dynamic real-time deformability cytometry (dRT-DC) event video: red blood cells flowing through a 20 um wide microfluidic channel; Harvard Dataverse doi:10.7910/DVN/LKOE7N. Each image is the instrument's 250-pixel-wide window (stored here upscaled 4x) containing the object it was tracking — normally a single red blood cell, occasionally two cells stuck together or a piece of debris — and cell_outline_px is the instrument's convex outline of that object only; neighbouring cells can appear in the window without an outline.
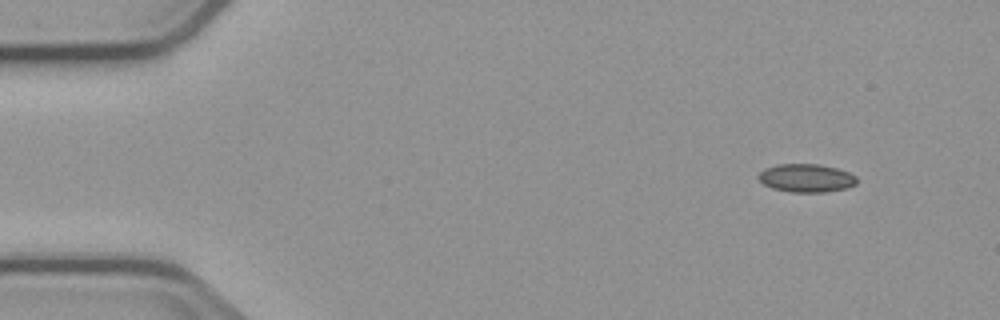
{"species": "common noctule bat (a hibernating species)", "species_latin": "Nyctalus noctula", "temperature_condition": "cold", "stored_images_in_passage": 4, "camera_frame_rate_fps": 3000, "um_per_image_px": 0.085, "animal": {"sex": "male", "body_mass_g": 23.1, "forearm_length_mm": 52.7}, "frame": {"image": 1, "passage_image": 1, "time_ms": 0.0, "image_size_px": [1000, 320], "cell_outline_px": [[856, 184], [848, 188], [824, 192], [792, 192], [772, 188], [764, 184], [756, 176], [764, 168], [776, 164], [820, 164], [836, 168], [848, 172], [856, 176]], "centroid_in_image_um": [68.52, 15.13], "position_along_channel_um": 16.5, "area_um2": 16.24}}
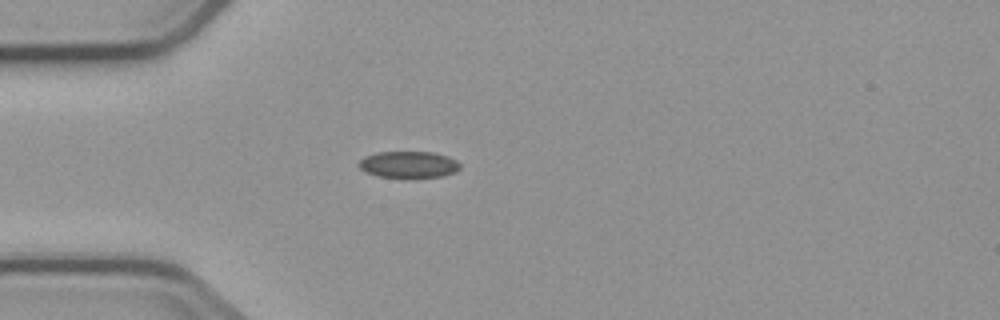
{"frame": {"image": 2, "passage_image": 4, "time_ms": 3.333, "image_size_px": [1000, 320], "cell_outline_px": [[460, 168], [456, 172], [440, 176], [380, 176], [364, 172], [356, 164], [364, 156], [376, 152], [432, 152], [448, 156], [456, 160], [460, 164]], "centroid_in_image_um": [34.7, 13.96], "position_along_channel_um": 50.3, "area_um2": 15.43}}